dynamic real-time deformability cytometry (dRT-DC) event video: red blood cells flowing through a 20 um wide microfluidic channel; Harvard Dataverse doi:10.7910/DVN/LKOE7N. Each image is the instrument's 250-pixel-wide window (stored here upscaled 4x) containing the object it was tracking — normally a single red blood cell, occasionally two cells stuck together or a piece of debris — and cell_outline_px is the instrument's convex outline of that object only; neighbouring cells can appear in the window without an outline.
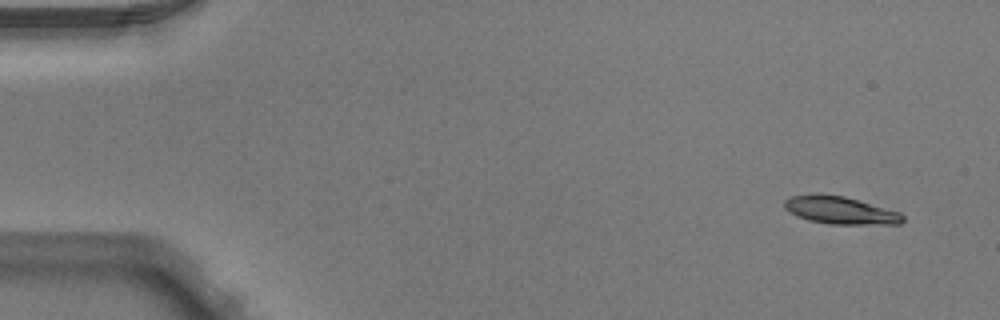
{"species": "Egyptian fruit bat (a non-hibernating species)", "species_latin": "Rousettus aegyptiacus", "temperature_condition": "warm", "stored_images_in_passage": 6, "camera_frame_rate_fps": 3000, "um_per_image_px": 0.085, "animal": {"sex": "male"}, "frame": {"image": 1, "passage_image": 1, "time_ms": 0.0, "image_size_px": [1000, 320], "cell_outline_px": [[904, 220], [900, 224], [828, 224], [808, 220], [784, 208], [784, 200], [788, 196], [816, 192], [844, 196], [900, 212], [904, 216]], "centroid_in_image_um": [71.4, 17.85], "position_along_channel_um": 13.6, "area_um2": 19.19}}
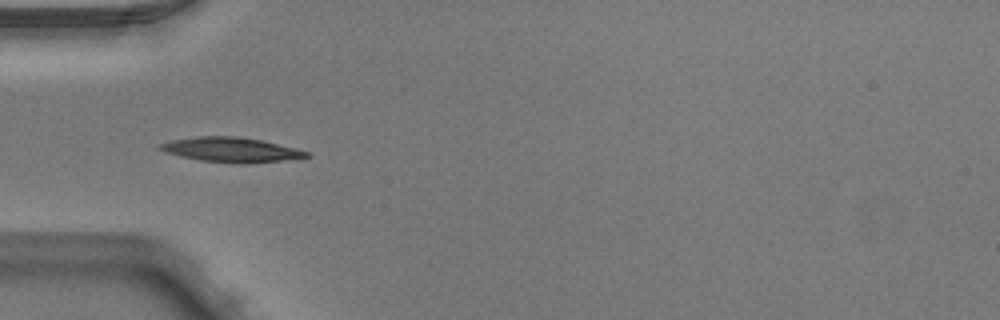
{"frame": {"image": 2, "passage_image": 4, "time_ms": 1.0, "image_size_px": [1000, 320], "cell_outline_px": [[312, 156], [300, 160], [248, 164], [240, 164], [200, 160], [180, 156], [164, 152], [160, 148], [160, 144], [172, 140], [200, 136], [236, 136], [260, 140], [296, 148], [312, 152]], "centroid_in_image_um": [19.81, 12.76], "position_along_channel_um": 65.2, "area_um2": 21.5}}
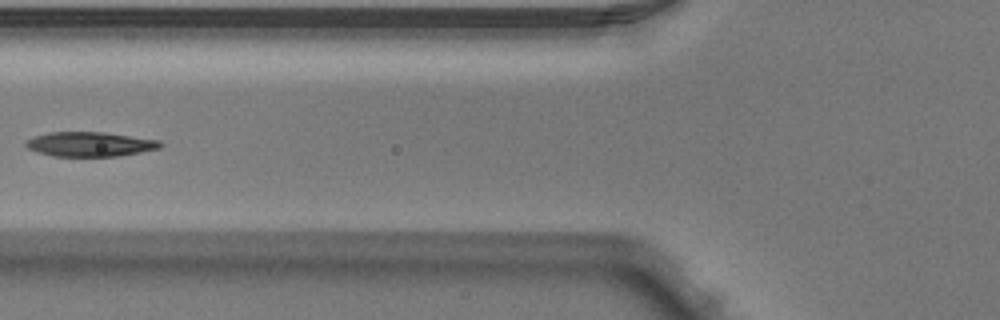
{"frame": {"image": 3, "passage_image": 5, "time_ms": 1.333, "image_size_px": [1000, 320], "cell_outline_px": [[164, 144], [160, 148], [140, 152], [116, 156], [52, 156], [36, 152], [28, 148], [24, 144], [24, 140], [48, 132], [104, 132], [160, 140]], "centroid_in_image_um": [7.63, 12.25], "position_along_channel_um": 118.2, "area_um2": 19.31}}